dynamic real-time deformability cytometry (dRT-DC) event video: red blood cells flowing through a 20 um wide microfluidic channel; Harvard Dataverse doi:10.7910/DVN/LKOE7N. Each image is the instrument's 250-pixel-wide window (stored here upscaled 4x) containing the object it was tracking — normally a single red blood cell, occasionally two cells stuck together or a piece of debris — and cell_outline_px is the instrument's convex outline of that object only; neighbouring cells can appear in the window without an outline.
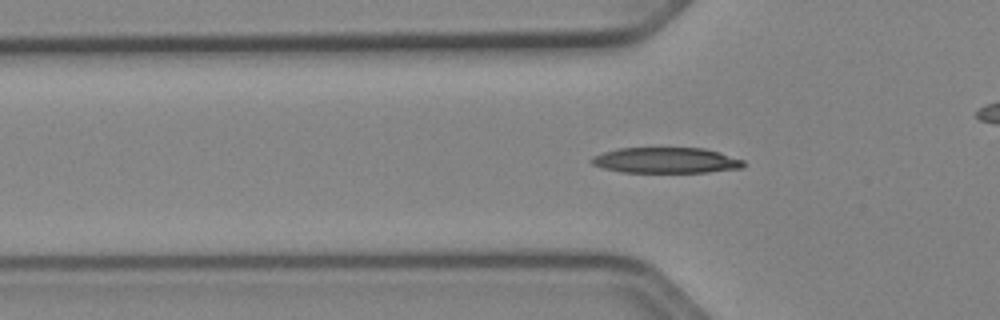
{"species": "Egyptian fruit bat (a non-hibernating species)", "species_latin": "Rousettus aegyptiacus", "temperature_condition": "cold", "stored_images_in_passage": 47, "camera_frame_rate_fps": 3000, "um_per_image_px": 0.085, "animal": {"sex": "female"}, "frame": {"image": 1, "passage_image": 12, "time_ms": 3.667, "image_size_px": [1000, 320], "cell_outline_px": [[744, 168], [708, 172], [620, 172], [600, 168], [592, 164], [588, 160], [592, 156], [604, 152], [620, 148], [704, 148], [720, 152], [744, 160]], "centroid_in_image_um": [56.59, 13.63], "position_along_channel_um": 69.2, "area_um2": 22.95}}
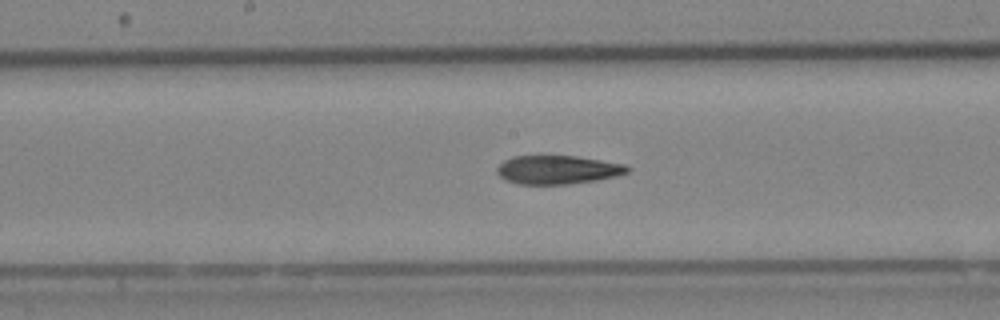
{"frame": {"image": 2, "passage_image": 22, "time_ms": 7.0, "image_size_px": [1000, 320], "cell_outline_px": [[632, 168], [628, 172], [616, 176], [596, 180], [568, 184], [516, 184], [504, 180], [496, 172], [496, 168], [504, 160], [512, 156], [540, 152], [576, 156], [624, 164]], "centroid_in_image_um": [47.32, 14.38], "position_along_channel_um": 200.9, "area_um2": 22.72}}
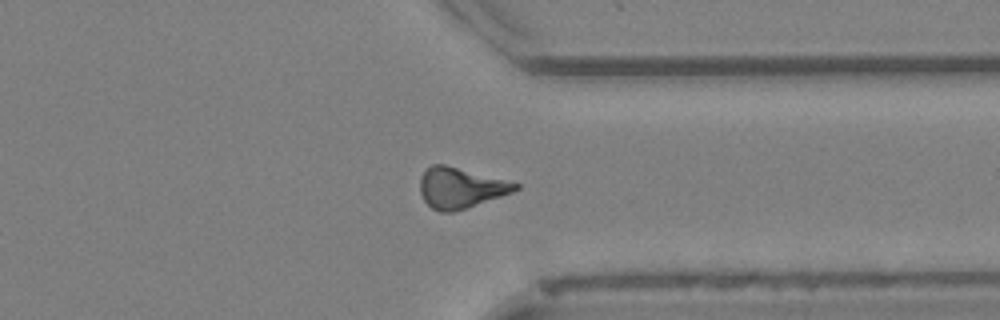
{"frame": {"image": 3, "passage_image": 35, "time_ms": 11.333, "image_size_px": [1000, 320], "cell_outline_px": [[520, 188], [512, 192], [452, 212], [440, 212], [432, 208], [424, 200], [420, 192], [420, 176], [432, 164], [444, 164], [520, 184]], "centroid_in_image_um": [39.1, 15.96], "position_along_channel_um": 372.3, "area_um2": 22.02}, "authors_computed_cell_mechanics": {"area_um2": 22.0796, "velocity_mm_per_s": 3.9708, "shape_relaxation_time_tau1_ms": 8.497, "shape_relaxation_time_tau2_ms": 8.7305, "deformation_change_tau1": 0.1873, "deformation_change_tau2": 0.1941}}